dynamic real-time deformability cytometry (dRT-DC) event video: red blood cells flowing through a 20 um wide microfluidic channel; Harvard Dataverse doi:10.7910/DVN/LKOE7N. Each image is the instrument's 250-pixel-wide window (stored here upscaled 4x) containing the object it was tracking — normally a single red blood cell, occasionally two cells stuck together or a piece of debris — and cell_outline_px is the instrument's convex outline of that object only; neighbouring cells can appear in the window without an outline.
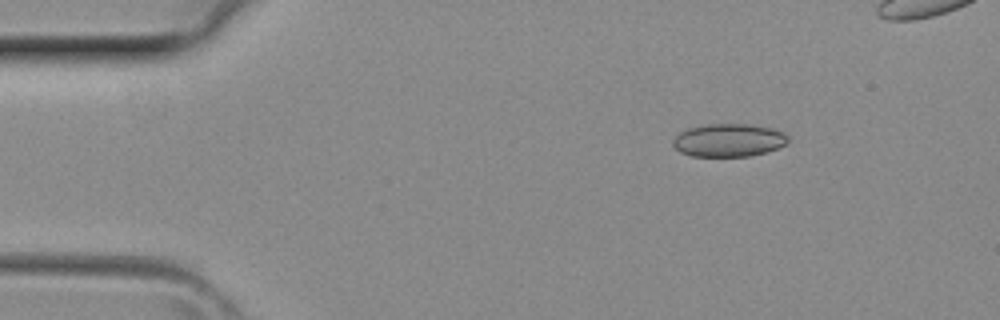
{"species": "common noctule bat (a hibernating species)", "species_latin": "Nyctalus noctula", "temperature_condition": "room temperature", "stored_images_in_passage": 3, "camera_frame_rate_fps": 3000, "um_per_image_px": 0.085, "animal": {"sex": "female", "body_mass_g": 29.2, "forearm_length_mm": 56.3}, "frame": {"image": 1, "passage_image": 1, "time_ms": 0.0, "image_size_px": [1000, 320], "cell_outline_px": [[788, 144], [768, 152], [748, 156], [692, 156], [680, 152], [672, 144], [672, 140], [680, 132], [688, 128], [704, 124], [752, 124], [772, 128], [784, 132], [788, 136]], "centroid_in_image_um": [61.96, 11.91], "position_along_channel_um": 23.0, "area_um2": 22.37}}